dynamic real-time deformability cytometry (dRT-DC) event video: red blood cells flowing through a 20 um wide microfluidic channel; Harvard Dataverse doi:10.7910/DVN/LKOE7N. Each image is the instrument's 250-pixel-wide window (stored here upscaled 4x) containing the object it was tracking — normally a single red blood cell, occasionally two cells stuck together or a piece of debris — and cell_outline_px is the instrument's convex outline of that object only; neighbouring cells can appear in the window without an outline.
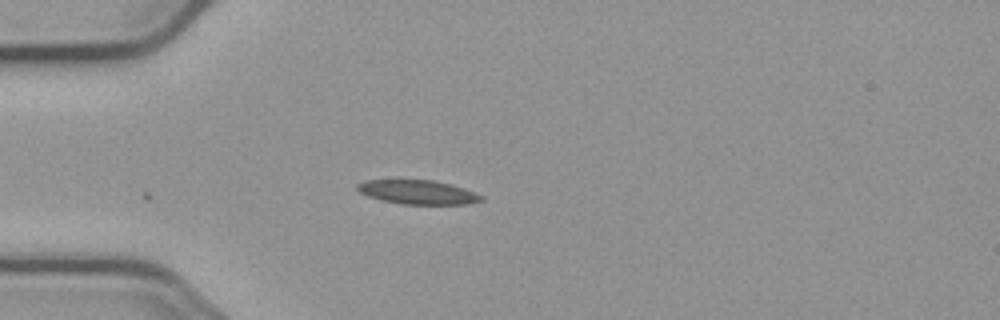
{"species": "common noctule bat (a hibernating species)", "species_latin": "Nyctalus noctula", "temperature_condition": "cold", "stored_images_in_passage": 10, "camera_frame_rate_fps": 3000, "um_per_image_px": 0.085, "animal": {"sex": "male", "body_mass_g": 23.1, "forearm_length_mm": 52.7}, "frame": {"image": 1, "passage_image": 1, "time_ms": 0.0, "image_size_px": [1000, 320], "cell_outline_px": [[484, 200], [468, 204], [400, 204], [380, 200], [368, 196], [360, 192], [356, 188], [356, 184], [364, 180], [432, 180], [452, 184], [464, 188], [484, 196]], "centroid_in_image_um": [35.52, 16.33], "position_along_channel_um": 49.5, "area_um2": 17.51}}
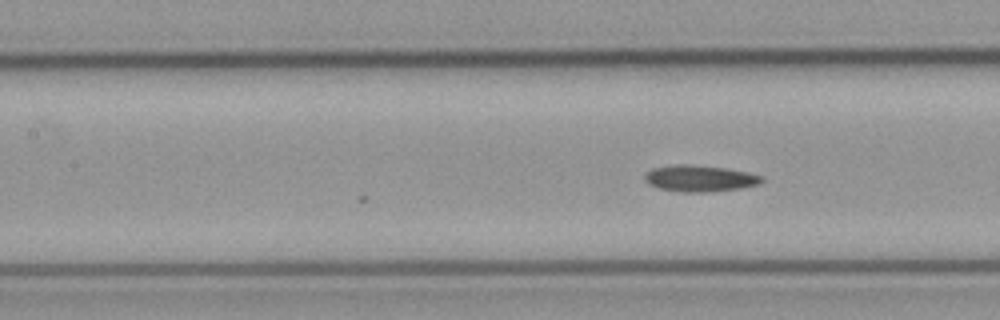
{"frame": {"image": 2, "passage_image": 10, "time_ms": 3.0, "image_size_px": [1000, 320], "cell_outline_px": [[764, 180], [760, 184], [740, 188], [708, 192], [680, 192], [660, 188], [648, 184], [644, 180], [644, 176], [652, 168], [680, 164], [684, 164], [728, 168], [748, 172], [764, 176]], "centroid_in_image_um": [59.51, 15.17], "position_along_channel_um": 147.9, "area_um2": 18.03}}